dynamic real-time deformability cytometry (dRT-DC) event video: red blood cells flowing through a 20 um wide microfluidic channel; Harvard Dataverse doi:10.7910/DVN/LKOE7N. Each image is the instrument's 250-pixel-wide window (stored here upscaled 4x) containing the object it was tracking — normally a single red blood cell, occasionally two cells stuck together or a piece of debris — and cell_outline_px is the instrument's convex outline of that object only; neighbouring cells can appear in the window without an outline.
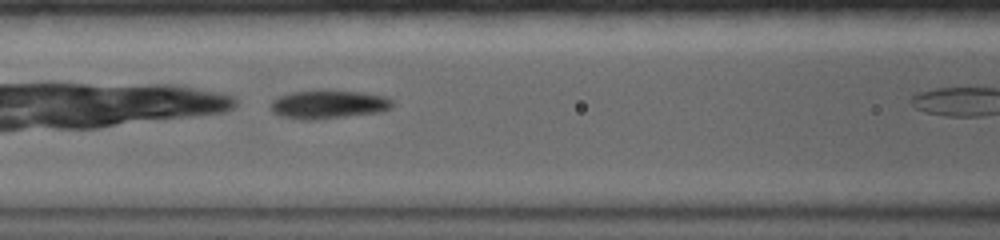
{"species": "common noctule bat (a hibernating species)", "species_latin": "Nyctalus noctula", "temperature_condition": "warm", "stored_images_in_passage": 13, "camera_frame_rate_fps": 5000, "um_per_image_px": 0.085, "animal": {"sex": "female", "body_mass_g": 19.0, "forearm_length_mm": 56.7}, "frame": {"image": 1, "passage_image": 6, "time_ms": 3.4, "image_size_px": [1000, 240], "cell_outline_px": [[392, 108], [380, 112], [316, 120], [300, 120], [280, 116], [272, 112], [272, 100], [276, 96], [292, 92], [320, 88], [324, 88], [364, 92], [384, 96], [392, 100]], "centroid_in_image_um": [27.89, 8.84], "position_along_channel_um": 138.7, "area_um2": 20.98}}